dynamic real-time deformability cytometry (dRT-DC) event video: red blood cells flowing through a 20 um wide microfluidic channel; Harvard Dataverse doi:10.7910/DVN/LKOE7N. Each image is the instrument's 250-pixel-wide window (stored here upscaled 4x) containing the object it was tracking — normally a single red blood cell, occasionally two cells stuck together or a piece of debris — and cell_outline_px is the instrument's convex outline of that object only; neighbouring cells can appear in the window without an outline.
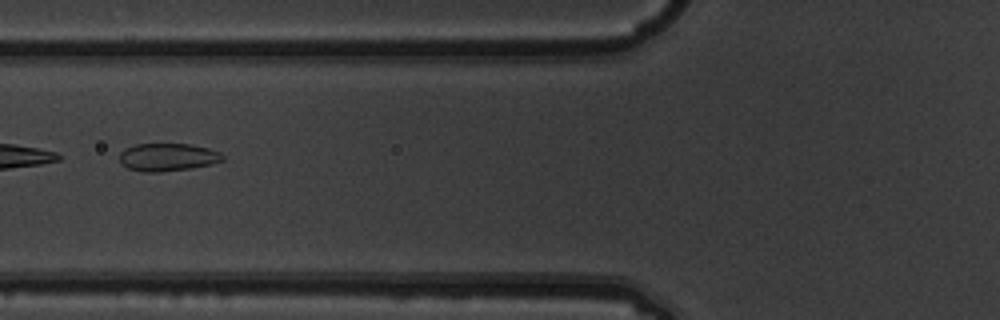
{"species": "common noctule bat (a hibernating species)", "species_latin": "Nyctalus noctula", "temperature_condition": "warm", "stored_images_in_passage": 8, "camera_frame_rate_fps": 3000, "um_per_image_px": 0.085, "animal": {"sex": "male", "body_mass_g": 19.5, "forearm_length_mm": 54.6}, "frame": {"image": 1, "passage_image": 7, "time_ms": 2.0, "image_size_px": [1000, 320], "cell_outline_px": [[224, 160], [212, 164], [192, 168], [160, 172], [144, 172], [128, 168], [120, 160], [120, 152], [124, 148], [136, 144], [188, 144], [208, 148], [220, 152], [224, 156]], "centroid_in_image_um": [14.27, 13.36], "position_along_channel_um": 111.5, "area_um2": 16.7}}
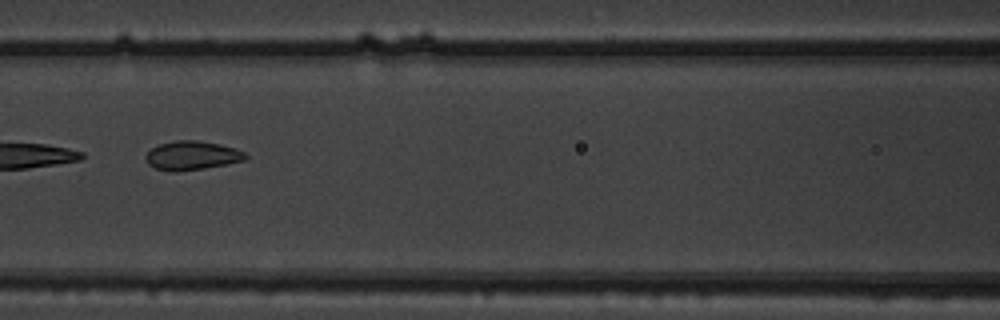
{"frame": {"image": 2, "passage_image": 8, "time_ms": 2.333, "image_size_px": [1000, 320], "cell_outline_px": [[248, 156], [244, 160], [228, 164], [204, 168], [176, 172], [168, 172], [156, 168], [148, 164], [144, 156], [152, 148], [160, 144], [176, 140], [196, 140], [220, 144], [244, 152]], "centroid_in_image_um": [16.29, 13.23], "position_along_channel_um": 150.3, "area_um2": 16.76}}